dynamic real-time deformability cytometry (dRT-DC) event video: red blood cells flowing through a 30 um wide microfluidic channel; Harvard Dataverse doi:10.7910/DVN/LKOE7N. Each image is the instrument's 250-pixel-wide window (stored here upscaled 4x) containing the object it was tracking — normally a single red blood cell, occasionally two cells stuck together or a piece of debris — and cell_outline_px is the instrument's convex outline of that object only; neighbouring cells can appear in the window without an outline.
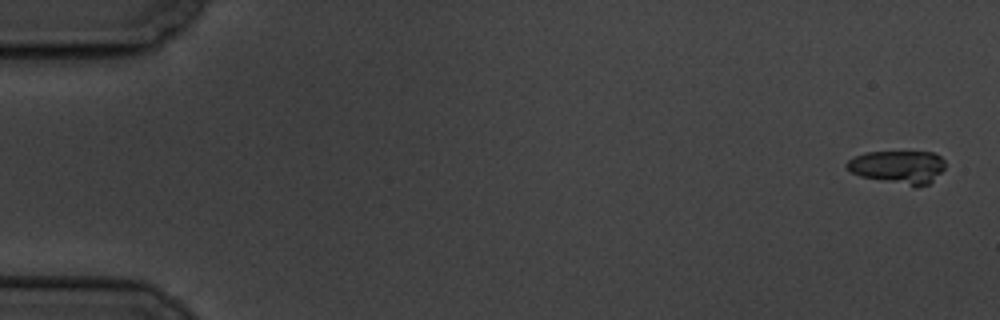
{"species": "common noctule bat (a hibernating species)", "species_latin": "Nyctalus noctula", "temperature_condition": "cold", "stored_images_in_passage": 7, "camera_frame_rate_fps": 3000, "um_per_image_px": 0.085, "animal": {"sex": "male", "body_mass_g": 19.5, "forearm_length_mm": 54.6}, "frame": {"image": 1, "passage_image": 1, "time_ms": 0.0, "image_size_px": [1000, 320], "cell_outline_px": [[944, 168], [928, 184], [916, 188], [912, 188], [860, 176], [852, 172], [844, 164], [848, 160], [864, 152], [932, 152], [940, 156], [944, 160]], "centroid_in_image_um": [76.32, 14.22], "position_along_channel_um": 8.7, "area_um2": 19.19}}
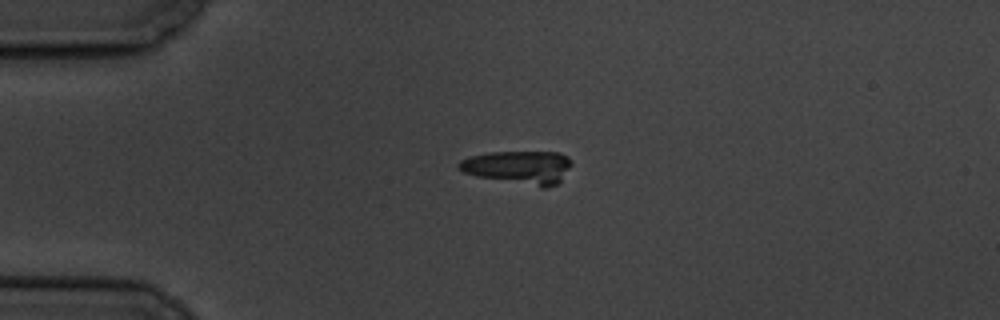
{"frame": {"image": 2, "passage_image": 5, "time_ms": 4.333, "image_size_px": [1000, 320], "cell_outline_px": [[572, 164], [560, 180], [556, 184], [544, 188], [540, 188], [476, 176], [464, 172], [456, 168], [456, 164], [460, 160], [468, 156], [488, 152], [560, 152], [568, 156], [572, 160]], "centroid_in_image_um": [44.07, 14.21], "position_along_channel_um": 40.9, "area_um2": 22.2}}
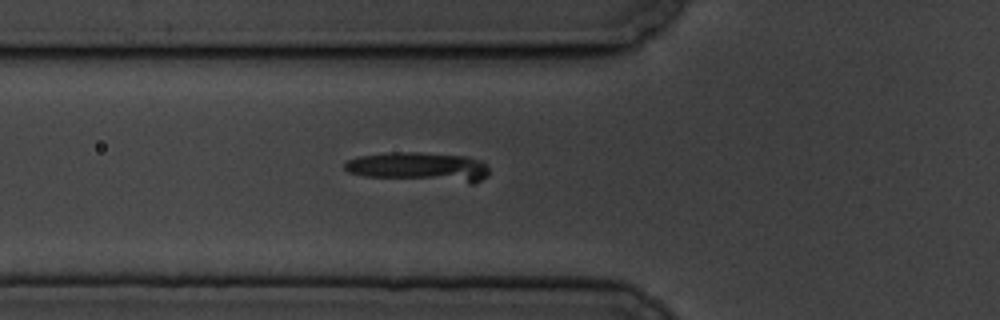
{"frame": {"image": 3, "passage_image": 7, "time_ms": 6.667, "image_size_px": [1000, 320], "cell_outline_px": [[488, 176], [472, 184], [468, 184], [364, 176], [348, 172], [344, 168], [344, 164], [348, 160], [360, 156], [392, 152], [416, 152], [468, 156], [480, 160], [488, 168]], "centroid_in_image_um": [35.66, 14.21], "position_along_channel_um": 90.1, "area_um2": 25.03}}